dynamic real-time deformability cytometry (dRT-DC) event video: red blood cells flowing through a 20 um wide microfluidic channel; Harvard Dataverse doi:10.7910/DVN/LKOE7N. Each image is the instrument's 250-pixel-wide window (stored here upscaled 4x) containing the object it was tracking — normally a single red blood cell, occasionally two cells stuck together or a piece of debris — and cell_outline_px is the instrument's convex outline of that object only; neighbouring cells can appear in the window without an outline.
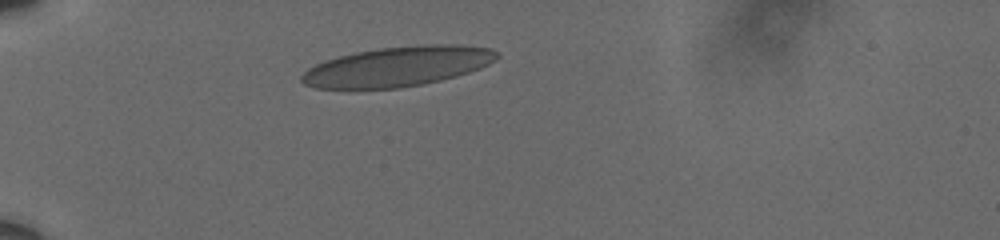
{"species": "human", "species_latin": "Homo sapiens", "temperature_condition": "cold", "stored_images_in_passage": 34, "camera_frame_rate_fps": 3000, "um_per_image_px": 0.085, "donor": {"sex": "male"}, "frame": {"image": 1, "passage_image": 1, "time_ms": 0.0, "image_size_px": [1000, 240], "cell_outline_px": [[500, 56], [496, 60], [480, 68], [456, 76], [440, 80], [400, 88], [316, 88], [304, 84], [300, 80], [300, 76], [308, 68], [316, 64], [340, 56], [356, 52], [380, 48], [424, 44], [460, 44], [488, 48], [500, 52]], "centroid_in_image_um": [33.83, 5.64], "position_along_channel_um": 51.2, "area_um2": 45.08}}
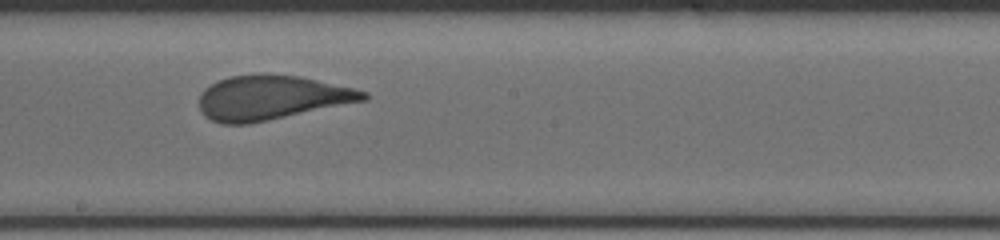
{"frame": {"image": 2, "passage_image": 18, "time_ms": 5.667, "image_size_px": [1000, 240], "cell_outline_px": [[368, 100], [248, 124], [224, 124], [212, 120], [204, 116], [200, 112], [200, 92], [204, 88], [216, 80], [232, 76], [264, 72], [300, 76], [356, 88], [368, 92]], "centroid_in_image_um": [23.08, 8.28], "position_along_channel_um": 225.1, "area_um2": 43.06}}
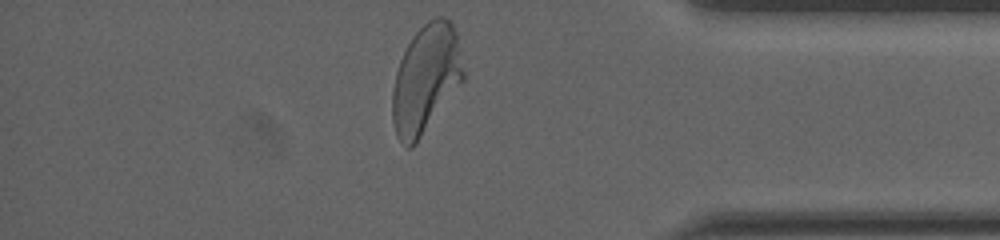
{"frame": {"image": 3, "passage_image": 34, "time_ms": 11.0, "image_size_px": [1000, 240], "cell_outline_px": [[464, 80], [416, 144], [412, 148], [404, 148], [396, 136], [392, 120], [392, 92], [396, 72], [400, 60], [412, 36], [428, 20], [436, 16], [440, 16], [448, 20], [452, 24], [456, 32], [464, 72]], "centroid_in_image_um": [36.18, 6.75], "position_along_channel_um": 399.0, "area_um2": 44.85}, "authors_computed_cell_mechanics": {"area_um2": 42.8587, "velocity_mm_per_s": 3.5967, "shape_relaxation_time_tau1_ms": 3.6422, "shape_relaxation_time_tau2_ms": null, "deformation_change_tau1": 0.1628, "deformation_change_tau2": null}}